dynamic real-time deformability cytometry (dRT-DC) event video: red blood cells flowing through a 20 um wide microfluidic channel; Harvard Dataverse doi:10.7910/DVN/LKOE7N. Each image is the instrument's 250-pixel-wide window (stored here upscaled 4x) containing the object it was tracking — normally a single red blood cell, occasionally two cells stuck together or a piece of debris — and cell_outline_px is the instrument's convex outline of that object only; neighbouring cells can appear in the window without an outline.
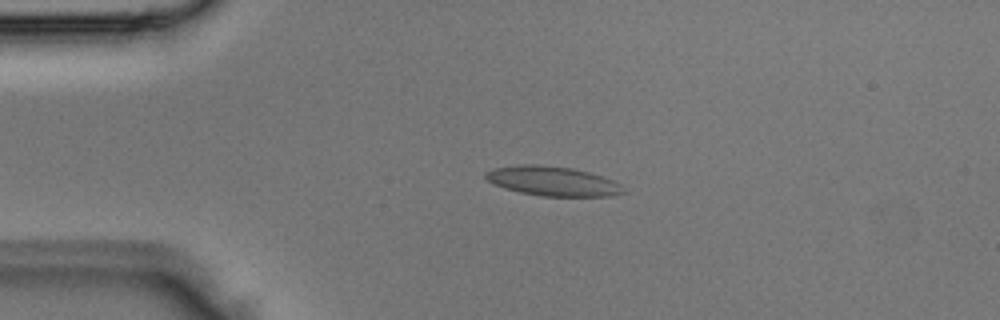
{"species": "Egyptian fruit bat (a non-hibernating species)", "species_latin": "Rousettus aegyptiacus", "temperature_condition": "room temperature", "stored_images_in_passage": 4, "camera_frame_rate_fps": 3000, "um_per_image_px": 0.085, "animal": {"sex": "male"}, "frame": {"image": 1, "passage_image": 3, "time_ms": 0.667, "image_size_px": [1000, 320], "cell_outline_px": [[628, 192], [608, 196], [540, 196], [520, 192], [504, 188], [488, 180], [484, 176], [484, 172], [496, 168], [520, 164], [540, 164], [572, 168], [588, 172], [612, 180], [620, 184]], "centroid_in_image_um": [46.98, 15.39], "position_along_channel_um": 38.0, "area_um2": 23.58}}
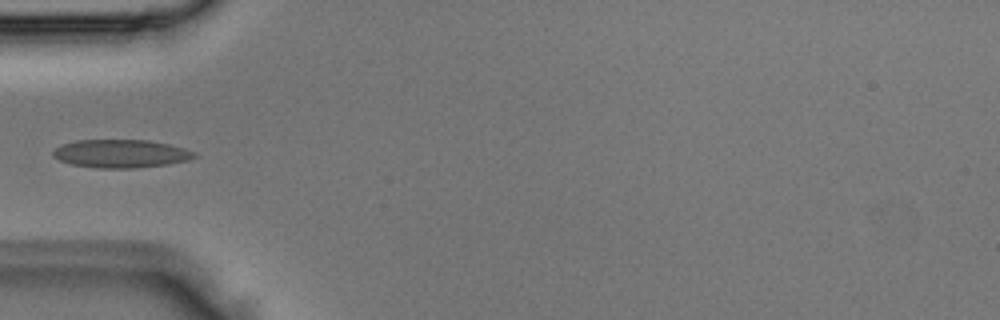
{"frame": {"image": 2, "passage_image": 4, "time_ms": 1.0, "image_size_px": [1000, 320], "cell_outline_px": [[196, 156], [188, 160], [168, 164], [136, 168], [96, 168], [72, 164], [60, 160], [52, 156], [52, 152], [60, 144], [76, 140], [148, 140], [168, 144], [184, 148], [196, 152]], "centroid_in_image_um": [10.26, 13.06], "position_along_channel_um": 74.7, "area_um2": 23.24}}